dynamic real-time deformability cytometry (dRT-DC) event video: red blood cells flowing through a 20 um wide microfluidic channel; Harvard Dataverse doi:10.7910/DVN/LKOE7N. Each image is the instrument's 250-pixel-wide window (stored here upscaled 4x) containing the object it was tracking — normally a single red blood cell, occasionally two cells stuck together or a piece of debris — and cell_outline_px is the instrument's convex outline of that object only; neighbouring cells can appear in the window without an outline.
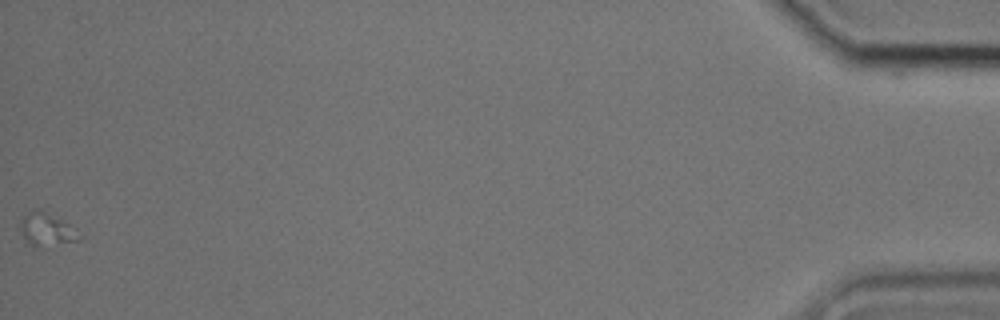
{"species": "common noctule bat (a hibernating species)", "species_latin": "Nyctalus noctula", "temperature_condition": "cold", "stored_images_in_passage": 45, "camera_frame_rate_fps": 3000, "um_per_image_px": 0.085, "animal": {"sex": "male", "body_mass_g": 17.9, "forearm_length_mm": 54.2}, "frame": {"image": 1, "passage_image": 45, "time_ms": 14.667, "image_size_px": [1000, 320], "cell_outline_px": [[84, 236], [80, 240], [36, 244], [32, 244], [24, 236], [20, 228], [20, 220], [24, 216], [40, 208], [76, 228]], "centroid_in_image_um": [4.03, 19.43], "position_along_channel_um": 431.2, "area_um2": 10.52}}